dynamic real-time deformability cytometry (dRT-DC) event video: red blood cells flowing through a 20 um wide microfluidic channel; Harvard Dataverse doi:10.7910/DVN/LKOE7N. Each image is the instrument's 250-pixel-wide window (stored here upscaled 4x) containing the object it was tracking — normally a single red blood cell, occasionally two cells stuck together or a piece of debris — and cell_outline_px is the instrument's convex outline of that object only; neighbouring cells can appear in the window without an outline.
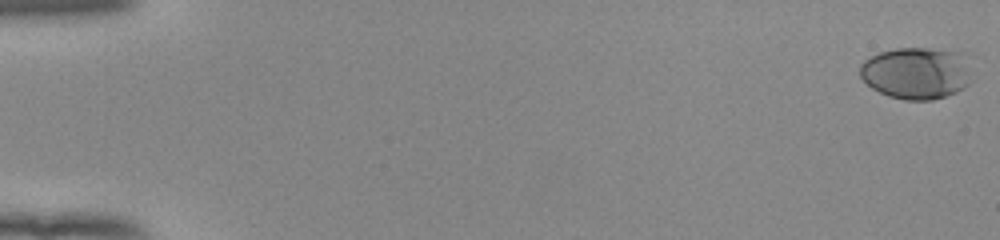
{"species": "human", "species_latin": "Homo sapiens", "temperature_condition": "room temperature", "stored_images_in_passage": 54, "camera_frame_rate_fps": 3000, "um_per_image_px": 0.085, "donor": {"sex": "female"}, "frame": {"image": 1, "passage_image": 1, "time_ms": 0.0, "image_size_px": [1000, 240], "cell_outline_px": [[972, 80], [964, 88], [956, 92], [932, 100], [904, 100], [888, 96], [872, 88], [860, 76], [860, 64], [864, 60], [880, 52], [896, 48], [928, 48], [964, 52]], "centroid_in_image_um": [77.91, 6.2], "position_along_channel_um": 7.1, "area_um2": 34.04}}
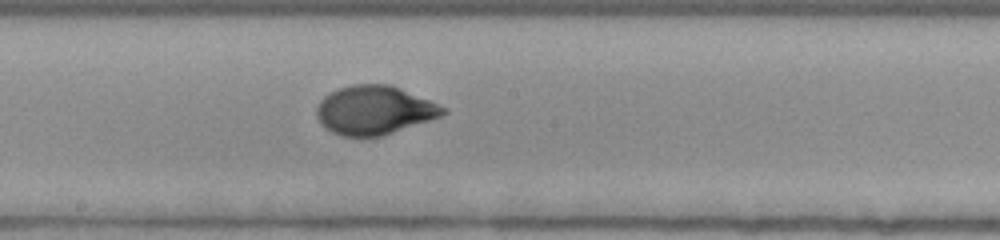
{"frame": {"image": 2, "passage_image": 31, "time_ms": 10.0, "image_size_px": [1000, 240], "cell_outline_px": [[448, 112], [440, 116], [380, 136], [340, 136], [324, 128], [316, 116], [316, 108], [320, 100], [324, 96], [340, 88], [352, 84], [388, 84], [400, 88], [448, 108]], "centroid_in_image_um": [31.78, 9.36], "position_along_channel_um": 216.4, "area_um2": 35.6}}
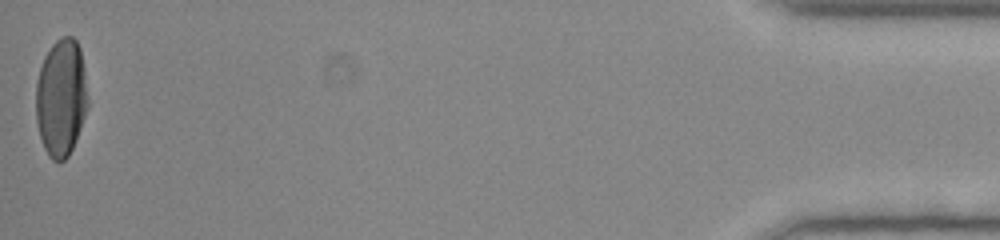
{"frame": {"image": 3, "passage_image": 54, "time_ms": 17.667, "image_size_px": [1000, 240], "cell_outline_px": [[88, 108], [72, 148], [68, 156], [60, 164], [52, 160], [48, 156], [44, 148], [40, 136], [36, 120], [36, 80], [44, 56], [52, 44], [56, 40], [64, 36], [72, 36], [76, 40], [80, 48], [84, 68], [88, 100]], "centroid_in_image_um": [5.19, 8.31], "position_along_channel_um": 430.0, "area_um2": 35.78}, "authors_computed_cell_mechanics": {"area_um2": 34.7956, "velocity_mm_per_s": 3.9226, "shape_relaxation_time_tau1_ms": 4.0579, "shape_relaxation_time_tau2_ms": null, "deformation_change_tau1": 0.1846, "deformation_change_tau2": null}}